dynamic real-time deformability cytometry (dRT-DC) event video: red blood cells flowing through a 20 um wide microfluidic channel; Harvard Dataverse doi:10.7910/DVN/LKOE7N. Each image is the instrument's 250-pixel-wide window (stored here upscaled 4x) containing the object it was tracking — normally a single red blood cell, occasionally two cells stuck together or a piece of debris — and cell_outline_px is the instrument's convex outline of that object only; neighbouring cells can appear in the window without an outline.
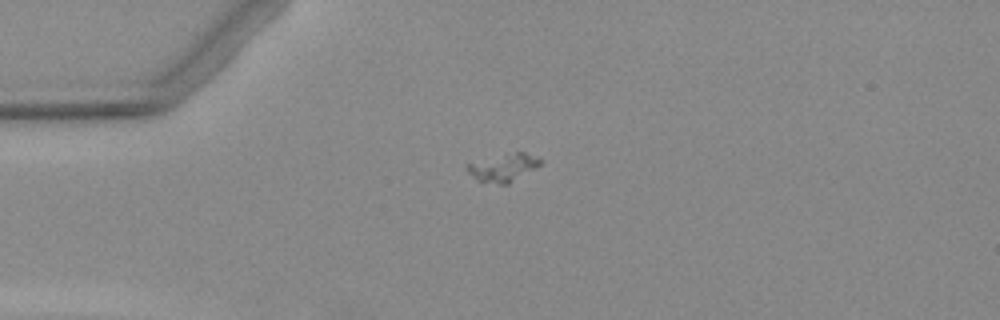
{"species": "Egyptian fruit bat (a non-hibernating species)", "species_latin": "Rousettus aegyptiacus", "temperature_condition": "warm", "stored_images_in_passage": 1, "camera_frame_rate_fps": 3000, "um_per_image_px": 0.085, "animal": {"sex": "female"}, "frame": {"image": 1, "passage_image": 1, "time_ms": 0.0, "image_size_px": [1000, 320], "cell_outline_px": [[540, 164], [536, 168], [508, 184], [500, 184], [480, 180], [468, 172], [464, 168], [464, 164], [516, 152], [524, 152], [540, 156]], "centroid_in_image_um": [42.81, 14.23], "position_along_channel_um": 42.2, "area_um2": 11.56}}